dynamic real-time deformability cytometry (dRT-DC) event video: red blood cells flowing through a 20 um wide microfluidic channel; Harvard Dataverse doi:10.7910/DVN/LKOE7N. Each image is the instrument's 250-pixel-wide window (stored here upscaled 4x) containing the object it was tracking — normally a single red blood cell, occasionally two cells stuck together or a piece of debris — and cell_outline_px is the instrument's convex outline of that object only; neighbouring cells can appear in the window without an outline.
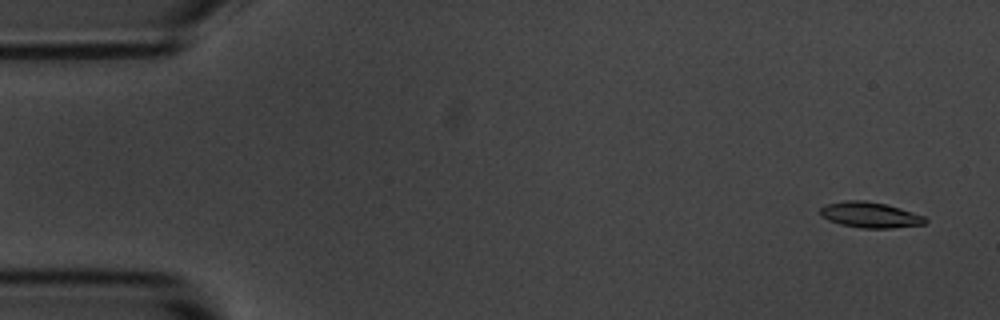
{"species": "common noctule bat (a hibernating species)", "species_latin": "Nyctalus noctula", "temperature_condition": "room temperature", "stored_images_in_passage": 4, "camera_frame_rate_fps": 3000, "um_per_image_px": 0.085, "animal": {"sex": "male", "body_mass_g": 20.1, "forearm_length_mm": 53.5}, "frame": {"image": 1, "passage_image": 1, "time_ms": 0.0, "image_size_px": [1000, 320], "cell_outline_px": [[928, 220], [924, 224], [892, 228], [860, 228], [840, 224], [828, 220], [820, 216], [820, 208], [828, 204], [844, 200], [864, 200], [884, 204], [900, 208], [924, 216]], "centroid_in_image_um": [73.94, 18.27], "position_along_channel_um": 11.1, "area_um2": 15.66}}